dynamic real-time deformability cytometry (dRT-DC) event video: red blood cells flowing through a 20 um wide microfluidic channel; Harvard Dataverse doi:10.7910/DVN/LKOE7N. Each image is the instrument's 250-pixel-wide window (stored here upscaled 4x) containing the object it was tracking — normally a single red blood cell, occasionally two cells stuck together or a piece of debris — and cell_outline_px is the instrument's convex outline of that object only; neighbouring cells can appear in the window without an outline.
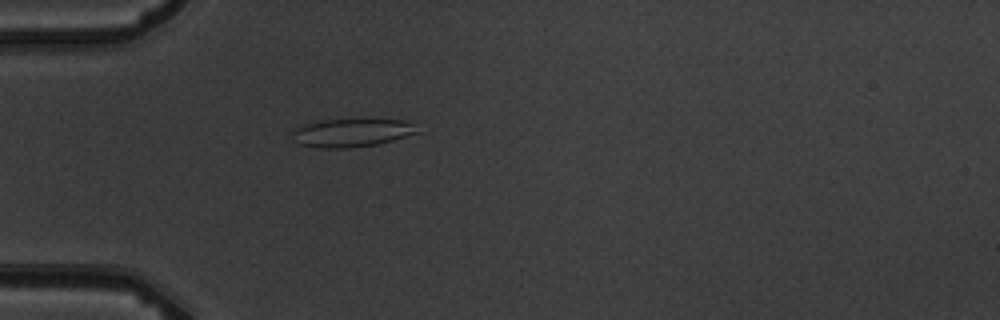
{"species": "common noctule bat (a hibernating species)", "species_latin": "Nyctalus noctula", "temperature_condition": "warm", "stored_images_in_passage": 5, "camera_frame_rate_fps": 3000, "um_per_image_px": 0.085, "animal": {"sex": "male", "body_mass_g": 19.5, "forearm_length_mm": 54.6}, "frame": {"image": 1, "passage_image": 5, "time_ms": 4.333, "image_size_px": [1000, 320], "cell_outline_px": [[420, 132], [392, 140], [376, 144], [352, 148], [320, 148], [296, 144], [292, 140], [288, 132], [292, 128], [304, 124], [324, 120], [404, 120], [412, 124]], "centroid_in_image_um": [29.76, 11.3], "position_along_channel_um": 55.2, "area_um2": 20.69}}